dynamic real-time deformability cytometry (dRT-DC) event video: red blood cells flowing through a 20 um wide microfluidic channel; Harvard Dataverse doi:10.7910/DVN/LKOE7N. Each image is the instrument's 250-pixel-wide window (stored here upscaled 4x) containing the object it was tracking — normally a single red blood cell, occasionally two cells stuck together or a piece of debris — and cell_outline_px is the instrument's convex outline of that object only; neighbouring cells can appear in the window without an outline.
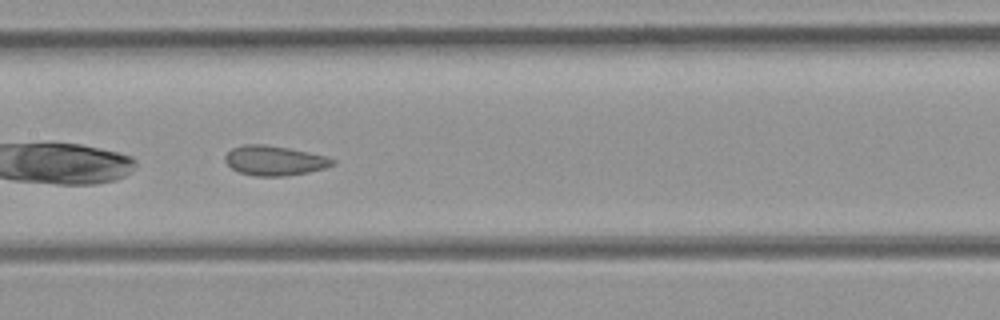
{"species": "common noctule bat (a hibernating species)", "species_latin": "Nyctalus noctula", "temperature_condition": "room temperature", "stored_images_in_passage": 29, "camera_frame_rate_fps": 3000, "um_per_image_px": 0.085, "animal": {"sex": "female", "body_mass_g": 21.9}, "frame": {"image": 1, "passage_image": 9, "time_ms": 2.667, "image_size_px": [1000, 320], "cell_outline_px": [[336, 164], [324, 168], [308, 172], [284, 176], [256, 176], [240, 172], [232, 168], [224, 160], [224, 156], [232, 148], [244, 144], [264, 144], [288, 148], [328, 156], [336, 160]], "centroid_in_image_um": [23.35, 13.64], "position_along_channel_um": 184.1, "area_um2": 18.61}}
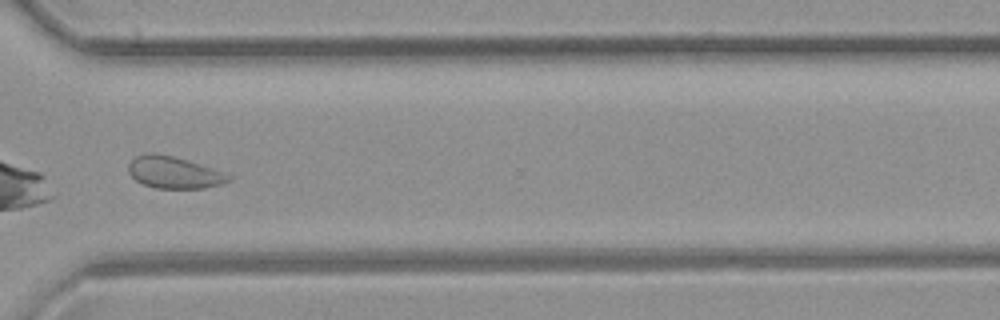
{"frame": {"image": 2, "passage_image": 21, "time_ms": 6.667, "image_size_px": [1000, 320], "cell_outline_px": [[236, 176], [232, 180], [220, 184], [204, 188], [156, 188], [144, 184], [136, 180], [128, 172], [128, 164], [136, 156], [152, 152], [172, 156]], "centroid_in_image_um": [14.8, 14.67], "position_along_channel_um": 355.8, "area_um2": 18.38}}